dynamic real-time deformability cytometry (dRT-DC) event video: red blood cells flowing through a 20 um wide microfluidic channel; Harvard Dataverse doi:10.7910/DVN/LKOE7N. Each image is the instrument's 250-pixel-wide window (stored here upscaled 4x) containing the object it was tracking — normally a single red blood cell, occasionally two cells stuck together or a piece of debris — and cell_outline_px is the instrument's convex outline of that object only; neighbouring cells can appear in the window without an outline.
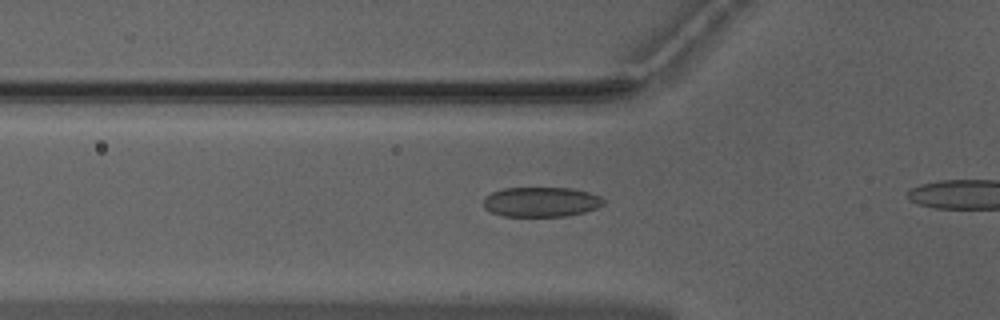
{"species": "Egyptian fruit bat (a non-hibernating species)", "species_latin": "Rousettus aegyptiacus", "temperature_condition": "warm", "stored_images_in_passage": 30, "camera_frame_rate_fps": 3000, "um_per_image_px": 0.085, "animal": {"sex": "male"}, "frame": {"image": 1, "passage_image": 6, "time_ms": 1.667, "image_size_px": [1000, 320], "cell_outline_px": [[604, 204], [596, 208], [584, 212], [568, 216], [504, 216], [492, 212], [484, 208], [484, 196], [492, 192], [504, 188], [572, 188], [588, 192], [600, 196], [604, 200]], "centroid_in_image_um": [45.99, 17.16], "position_along_channel_um": 79.8, "area_um2": 20.87}}
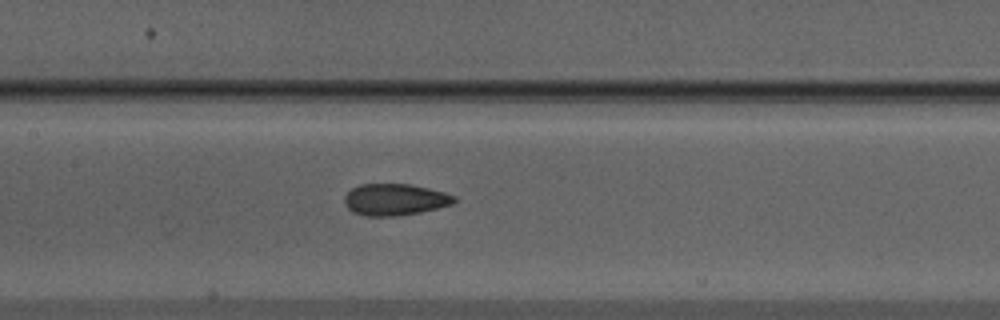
{"frame": {"image": 2, "passage_image": 13, "time_ms": 4.0, "image_size_px": [1000, 320], "cell_outline_px": [[456, 200], [452, 204], [420, 212], [392, 216], [364, 216], [352, 212], [344, 204], [344, 196], [352, 188], [360, 184], [408, 184], [428, 188], [444, 192], [456, 196]], "centroid_in_image_um": [33.53, 16.96], "position_along_channel_um": 173.9, "area_um2": 20.17}}
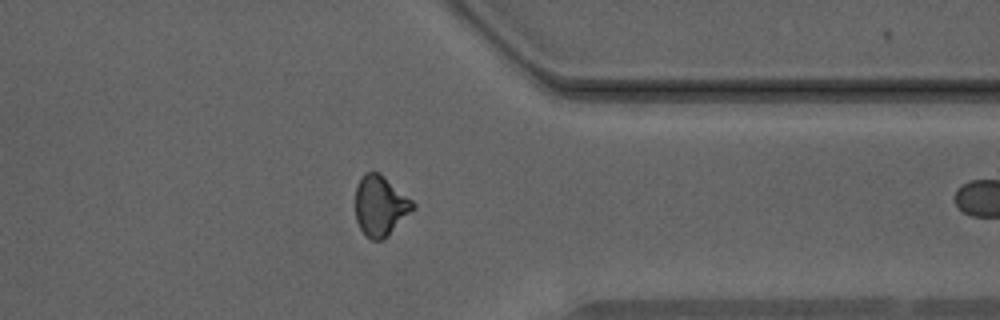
{"frame": {"image": 3, "passage_image": 29, "time_ms": 9.333, "image_size_px": [1000, 320], "cell_outline_px": [[416, 208], [384, 240], [372, 240], [360, 228], [356, 220], [356, 184], [364, 172], [380, 172], [412, 200], [416, 204]], "centroid_in_image_um": [32.34, 17.48], "position_along_channel_um": 379.1, "area_um2": 20.35}}